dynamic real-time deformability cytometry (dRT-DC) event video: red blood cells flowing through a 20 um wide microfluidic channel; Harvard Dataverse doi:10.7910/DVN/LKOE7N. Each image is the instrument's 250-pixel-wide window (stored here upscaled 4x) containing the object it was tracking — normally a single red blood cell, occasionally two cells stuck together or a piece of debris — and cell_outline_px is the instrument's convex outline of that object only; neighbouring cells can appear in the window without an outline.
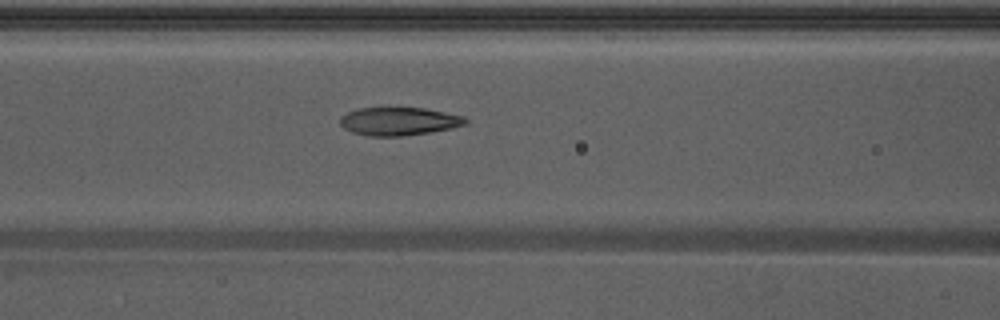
{"species": "Egyptian fruit bat (a non-hibernating species)", "species_latin": "Rousettus aegyptiacus", "temperature_condition": "warm", "stored_images_in_passage": 32, "camera_frame_rate_fps": 3000, "um_per_image_px": 0.085, "animal": {"sex": "male"}, "frame": {"image": 1, "passage_image": 9, "time_ms": 2.667, "image_size_px": [1000, 320], "cell_outline_px": [[468, 124], [452, 128], [432, 132], [404, 136], [364, 136], [352, 132], [344, 128], [340, 124], [340, 116], [348, 112], [360, 108], [424, 108], [464, 116], [468, 120]], "centroid_in_image_um": [33.92, 10.32], "position_along_channel_um": 132.7, "area_um2": 20.69}}
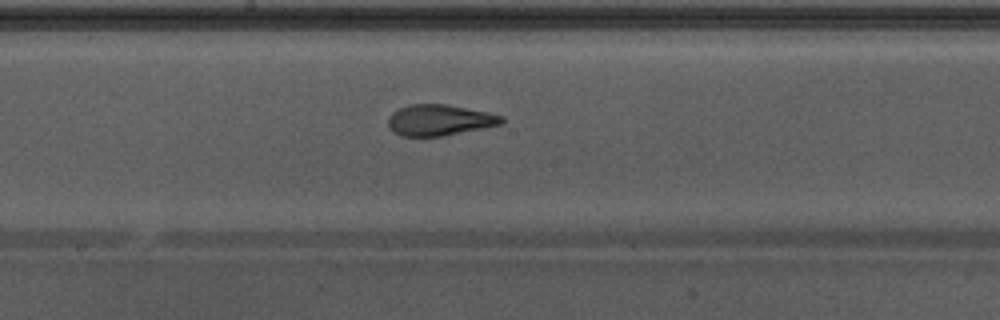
{"frame": {"image": 2, "passage_image": 15, "time_ms": 4.667, "image_size_px": [1000, 320], "cell_outline_px": [[504, 124], [444, 136], [400, 136], [388, 128], [388, 116], [392, 112], [408, 104], [448, 104], [488, 112], [504, 116]], "centroid_in_image_um": [37.37, 10.21], "position_along_channel_um": 210.8, "area_um2": 20.81}}